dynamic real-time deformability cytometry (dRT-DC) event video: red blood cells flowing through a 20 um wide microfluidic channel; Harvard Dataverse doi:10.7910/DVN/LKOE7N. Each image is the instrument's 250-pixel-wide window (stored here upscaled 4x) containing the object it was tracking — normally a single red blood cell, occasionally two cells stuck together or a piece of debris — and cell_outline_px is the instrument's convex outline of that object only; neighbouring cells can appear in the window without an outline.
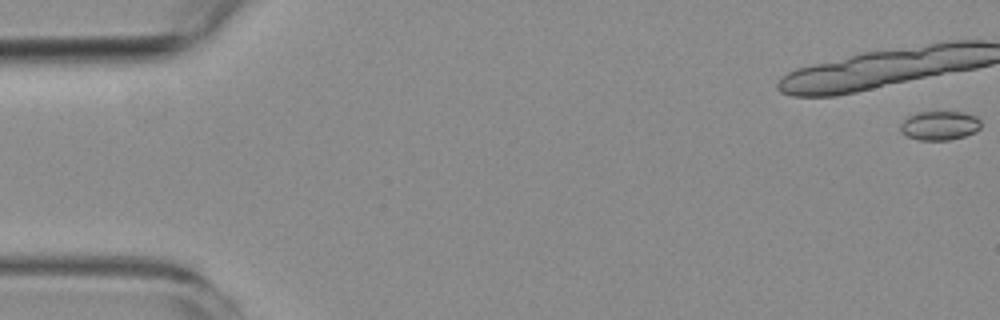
{"species": "common noctule bat (a hibernating species)", "species_latin": "Nyctalus noctula", "temperature_condition": "room temperature", "stored_images_in_passage": 11, "camera_frame_rate_fps": 3000, "um_per_image_px": 0.085, "animal": {"sex": "female", "body_mass_g": 19.3, "forearm_length_mm": 54.1}, "frame": {"image": 1, "passage_image": 1, "time_ms": 0.0, "image_size_px": [1000, 320], "cell_outline_px": [[980, 128], [976, 132], [964, 136], [948, 140], [916, 140], [900, 132], [900, 124], [908, 116], [916, 112], [960, 112], [976, 116], [980, 120]], "centroid_in_image_um": [79.85, 10.67], "position_along_channel_um": 5.2, "area_um2": 13.7}}
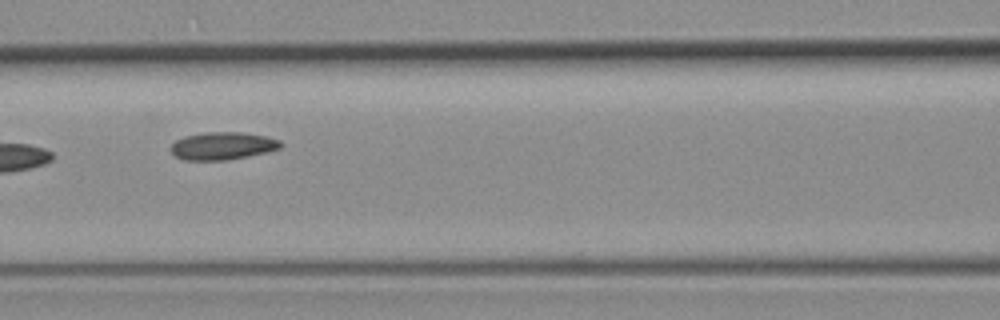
{"frame": {"image": 2, "passage_image": 8, "time_ms": 8.333, "image_size_px": [1000, 320], "cell_outline_px": [[284, 144], [280, 148], [248, 156], [228, 160], [184, 160], [176, 156], [172, 152], [172, 144], [176, 140], [184, 136], [204, 132], [240, 132], [268, 136], [280, 140]], "centroid_in_image_um": [18.94, 12.39], "position_along_channel_um": 147.7, "area_um2": 17.69}}
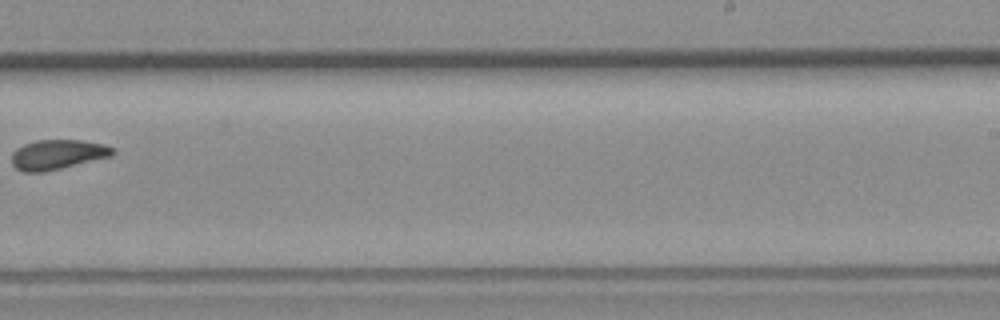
{"frame": {"image": 3, "passage_image": 11, "time_ms": 12.0, "image_size_px": [1000, 320], "cell_outline_px": [[116, 152], [112, 156], [60, 168], [40, 172], [24, 172], [16, 168], [12, 164], [12, 152], [16, 148], [24, 144], [36, 140], [80, 140], [104, 144], [112, 148]], "centroid_in_image_um": [4.87, 13.12], "position_along_channel_um": 284.1, "area_um2": 17.4}}